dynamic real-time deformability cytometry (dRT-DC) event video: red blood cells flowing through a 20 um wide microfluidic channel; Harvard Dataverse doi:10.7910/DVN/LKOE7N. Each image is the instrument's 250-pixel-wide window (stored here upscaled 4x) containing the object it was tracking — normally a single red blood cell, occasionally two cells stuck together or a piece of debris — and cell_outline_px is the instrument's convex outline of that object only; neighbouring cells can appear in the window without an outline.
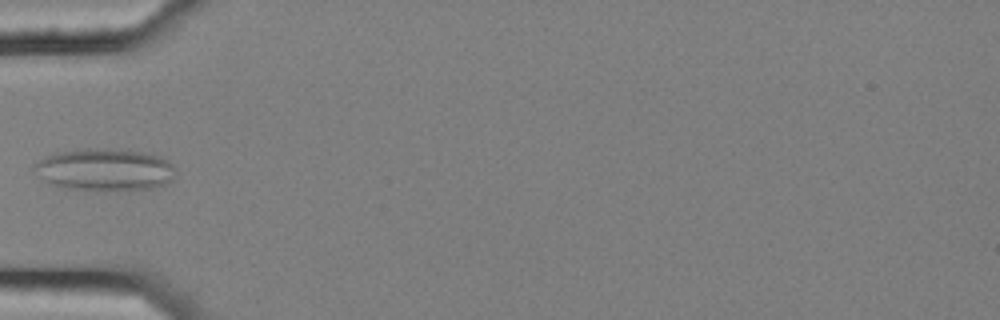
{"species": "common noctule bat (a hibernating species)", "species_latin": "Nyctalus noctula", "temperature_condition": "cold", "stored_images_in_passage": 5, "camera_frame_rate_fps": 3000, "um_per_image_px": 0.085, "animal": {"sex": "female", "body_mass_g": 25.1}, "frame": {"image": 1, "passage_image": 5, "time_ms": 1.333, "image_size_px": [1000, 320], "cell_outline_px": [[176, 168], [172, 180], [164, 184], [152, 188], [68, 188], [44, 180], [36, 176], [32, 168], [40, 160], [56, 152], [84, 148], [104, 148], [140, 152], [160, 156], [168, 160]], "centroid_in_image_um": [8.9, 14.37], "position_along_channel_um": 76.1, "area_um2": 33.81}}